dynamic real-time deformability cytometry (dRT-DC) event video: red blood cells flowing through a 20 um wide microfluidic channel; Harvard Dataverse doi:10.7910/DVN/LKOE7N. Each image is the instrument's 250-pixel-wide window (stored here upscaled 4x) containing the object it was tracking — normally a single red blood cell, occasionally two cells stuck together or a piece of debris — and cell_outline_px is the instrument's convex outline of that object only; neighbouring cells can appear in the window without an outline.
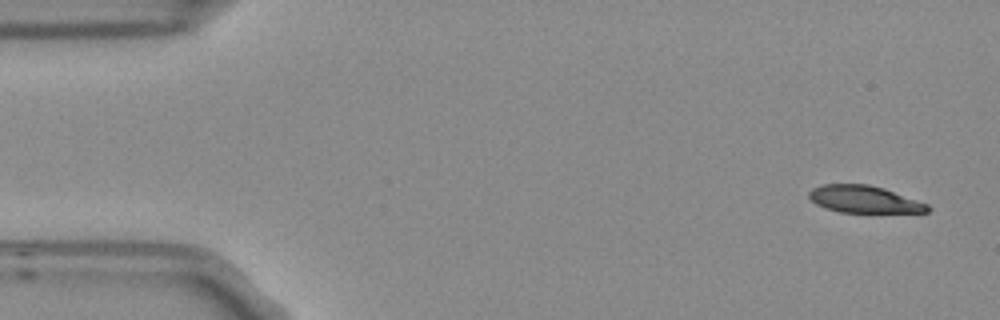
{"species": "Egyptian fruit bat (a non-hibernating species)", "species_latin": "Rousettus aegyptiacus", "temperature_condition": "room temperature", "stored_images_in_passage": 5, "camera_frame_rate_fps": 3000, "um_per_image_px": 0.085, "frame": {"image": 1, "passage_image": 1, "time_ms": 0.0, "image_size_px": [1000, 320], "cell_outline_px": [[932, 208], [928, 212], [840, 212], [824, 208], [816, 204], [808, 196], [808, 192], [812, 188], [820, 184], [868, 184], [884, 188], [928, 204]], "centroid_in_image_um": [73.43, 16.93], "position_along_channel_um": 11.6, "area_um2": 18.79}}